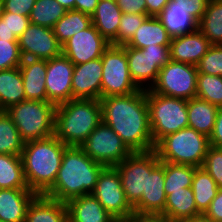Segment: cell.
Instances as JSON below:
<instances>
[{
    "instance_id": "obj_1",
    "label": "cell",
    "mask_w": 222,
    "mask_h": 222,
    "mask_svg": "<svg viewBox=\"0 0 222 222\" xmlns=\"http://www.w3.org/2000/svg\"><path fill=\"white\" fill-rule=\"evenodd\" d=\"M100 104L102 122L114 130L132 152H148L155 149L146 90L100 98Z\"/></svg>"
},
{
    "instance_id": "obj_2",
    "label": "cell",
    "mask_w": 222,
    "mask_h": 222,
    "mask_svg": "<svg viewBox=\"0 0 222 222\" xmlns=\"http://www.w3.org/2000/svg\"><path fill=\"white\" fill-rule=\"evenodd\" d=\"M104 165L92 160L81 147L67 146L54 185L44 194L67 203L82 195L91 194Z\"/></svg>"
},
{
    "instance_id": "obj_3",
    "label": "cell",
    "mask_w": 222,
    "mask_h": 222,
    "mask_svg": "<svg viewBox=\"0 0 222 222\" xmlns=\"http://www.w3.org/2000/svg\"><path fill=\"white\" fill-rule=\"evenodd\" d=\"M66 147L54 135L25 142L21 159L30 190L45 194L54 185Z\"/></svg>"
},
{
    "instance_id": "obj_4",
    "label": "cell",
    "mask_w": 222,
    "mask_h": 222,
    "mask_svg": "<svg viewBox=\"0 0 222 222\" xmlns=\"http://www.w3.org/2000/svg\"><path fill=\"white\" fill-rule=\"evenodd\" d=\"M101 122L100 100L71 99L56 106L54 136L66 146L80 147Z\"/></svg>"
},
{
    "instance_id": "obj_5",
    "label": "cell",
    "mask_w": 222,
    "mask_h": 222,
    "mask_svg": "<svg viewBox=\"0 0 222 222\" xmlns=\"http://www.w3.org/2000/svg\"><path fill=\"white\" fill-rule=\"evenodd\" d=\"M209 147L208 136L186 127L166 135L154 150L160 161L202 167Z\"/></svg>"
},
{
    "instance_id": "obj_6",
    "label": "cell",
    "mask_w": 222,
    "mask_h": 222,
    "mask_svg": "<svg viewBox=\"0 0 222 222\" xmlns=\"http://www.w3.org/2000/svg\"><path fill=\"white\" fill-rule=\"evenodd\" d=\"M5 111L25 142L54 135L56 105L49 101L24 100Z\"/></svg>"
},
{
    "instance_id": "obj_7",
    "label": "cell",
    "mask_w": 222,
    "mask_h": 222,
    "mask_svg": "<svg viewBox=\"0 0 222 222\" xmlns=\"http://www.w3.org/2000/svg\"><path fill=\"white\" fill-rule=\"evenodd\" d=\"M146 100L154 146L166 135L188 127V100L163 96L150 89L146 90Z\"/></svg>"
},
{
    "instance_id": "obj_8",
    "label": "cell",
    "mask_w": 222,
    "mask_h": 222,
    "mask_svg": "<svg viewBox=\"0 0 222 222\" xmlns=\"http://www.w3.org/2000/svg\"><path fill=\"white\" fill-rule=\"evenodd\" d=\"M160 164L155 150L132 152L115 166L119 172L126 200L133 207L147 192L148 176Z\"/></svg>"
},
{
    "instance_id": "obj_9",
    "label": "cell",
    "mask_w": 222,
    "mask_h": 222,
    "mask_svg": "<svg viewBox=\"0 0 222 222\" xmlns=\"http://www.w3.org/2000/svg\"><path fill=\"white\" fill-rule=\"evenodd\" d=\"M101 61V98L129 95L140 90L131 79L126 50L122 45L111 44L103 52Z\"/></svg>"
},
{
    "instance_id": "obj_10",
    "label": "cell",
    "mask_w": 222,
    "mask_h": 222,
    "mask_svg": "<svg viewBox=\"0 0 222 222\" xmlns=\"http://www.w3.org/2000/svg\"><path fill=\"white\" fill-rule=\"evenodd\" d=\"M197 75L196 66L170 60L160 69L150 90L163 96L190 100L196 97Z\"/></svg>"
},
{
    "instance_id": "obj_11",
    "label": "cell",
    "mask_w": 222,
    "mask_h": 222,
    "mask_svg": "<svg viewBox=\"0 0 222 222\" xmlns=\"http://www.w3.org/2000/svg\"><path fill=\"white\" fill-rule=\"evenodd\" d=\"M80 147L92 160L105 167H115L132 153L120 136L104 122Z\"/></svg>"
},
{
    "instance_id": "obj_12",
    "label": "cell",
    "mask_w": 222,
    "mask_h": 222,
    "mask_svg": "<svg viewBox=\"0 0 222 222\" xmlns=\"http://www.w3.org/2000/svg\"><path fill=\"white\" fill-rule=\"evenodd\" d=\"M117 222H125L134 215L126 200L119 172L115 167H105L91 193Z\"/></svg>"
},
{
    "instance_id": "obj_13",
    "label": "cell",
    "mask_w": 222,
    "mask_h": 222,
    "mask_svg": "<svg viewBox=\"0 0 222 222\" xmlns=\"http://www.w3.org/2000/svg\"><path fill=\"white\" fill-rule=\"evenodd\" d=\"M18 45L23 59L50 60L62 54L53 29L33 23L18 37Z\"/></svg>"
},
{
    "instance_id": "obj_14",
    "label": "cell",
    "mask_w": 222,
    "mask_h": 222,
    "mask_svg": "<svg viewBox=\"0 0 222 222\" xmlns=\"http://www.w3.org/2000/svg\"><path fill=\"white\" fill-rule=\"evenodd\" d=\"M111 44L91 24L62 45V54L74 65L101 58Z\"/></svg>"
},
{
    "instance_id": "obj_15",
    "label": "cell",
    "mask_w": 222,
    "mask_h": 222,
    "mask_svg": "<svg viewBox=\"0 0 222 222\" xmlns=\"http://www.w3.org/2000/svg\"><path fill=\"white\" fill-rule=\"evenodd\" d=\"M74 64L63 54L47 60L46 101L56 106L72 99Z\"/></svg>"
},
{
    "instance_id": "obj_16",
    "label": "cell",
    "mask_w": 222,
    "mask_h": 222,
    "mask_svg": "<svg viewBox=\"0 0 222 222\" xmlns=\"http://www.w3.org/2000/svg\"><path fill=\"white\" fill-rule=\"evenodd\" d=\"M102 74L101 58L75 65L72 75V99L100 100Z\"/></svg>"
},
{
    "instance_id": "obj_17",
    "label": "cell",
    "mask_w": 222,
    "mask_h": 222,
    "mask_svg": "<svg viewBox=\"0 0 222 222\" xmlns=\"http://www.w3.org/2000/svg\"><path fill=\"white\" fill-rule=\"evenodd\" d=\"M165 161L148 176L147 192H143L141 199L133 206L134 214L164 216L166 195L164 191Z\"/></svg>"
},
{
    "instance_id": "obj_18",
    "label": "cell",
    "mask_w": 222,
    "mask_h": 222,
    "mask_svg": "<svg viewBox=\"0 0 222 222\" xmlns=\"http://www.w3.org/2000/svg\"><path fill=\"white\" fill-rule=\"evenodd\" d=\"M210 46L209 40L197 28L191 33L171 38L170 60L196 66Z\"/></svg>"
},
{
    "instance_id": "obj_19",
    "label": "cell",
    "mask_w": 222,
    "mask_h": 222,
    "mask_svg": "<svg viewBox=\"0 0 222 222\" xmlns=\"http://www.w3.org/2000/svg\"><path fill=\"white\" fill-rule=\"evenodd\" d=\"M126 50L131 79L139 89L148 90L155 84L160 71L159 59H151L140 49L122 45ZM146 86V87H145Z\"/></svg>"
},
{
    "instance_id": "obj_20",
    "label": "cell",
    "mask_w": 222,
    "mask_h": 222,
    "mask_svg": "<svg viewBox=\"0 0 222 222\" xmlns=\"http://www.w3.org/2000/svg\"><path fill=\"white\" fill-rule=\"evenodd\" d=\"M19 68L22 74L25 100L46 101L47 60L23 59Z\"/></svg>"
},
{
    "instance_id": "obj_21",
    "label": "cell",
    "mask_w": 222,
    "mask_h": 222,
    "mask_svg": "<svg viewBox=\"0 0 222 222\" xmlns=\"http://www.w3.org/2000/svg\"><path fill=\"white\" fill-rule=\"evenodd\" d=\"M36 195L30 189H0V221L25 222L28 205Z\"/></svg>"
},
{
    "instance_id": "obj_22",
    "label": "cell",
    "mask_w": 222,
    "mask_h": 222,
    "mask_svg": "<svg viewBox=\"0 0 222 222\" xmlns=\"http://www.w3.org/2000/svg\"><path fill=\"white\" fill-rule=\"evenodd\" d=\"M69 222H117L92 195H82L66 203Z\"/></svg>"
},
{
    "instance_id": "obj_23",
    "label": "cell",
    "mask_w": 222,
    "mask_h": 222,
    "mask_svg": "<svg viewBox=\"0 0 222 222\" xmlns=\"http://www.w3.org/2000/svg\"><path fill=\"white\" fill-rule=\"evenodd\" d=\"M25 222H69L66 203L37 194L28 205Z\"/></svg>"
},
{
    "instance_id": "obj_24",
    "label": "cell",
    "mask_w": 222,
    "mask_h": 222,
    "mask_svg": "<svg viewBox=\"0 0 222 222\" xmlns=\"http://www.w3.org/2000/svg\"><path fill=\"white\" fill-rule=\"evenodd\" d=\"M122 11L116 0H100L92 14V24L112 45H117V34Z\"/></svg>"
},
{
    "instance_id": "obj_25",
    "label": "cell",
    "mask_w": 222,
    "mask_h": 222,
    "mask_svg": "<svg viewBox=\"0 0 222 222\" xmlns=\"http://www.w3.org/2000/svg\"><path fill=\"white\" fill-rule=\"evenodd\" d=\"M200 214L196 207L192 187L172 191L166 196L164 217L169 222L186 221Z\"/></svg>"
},
{
    "instance_id": "obj_26",
    "label": "cell",
    "mask_w": 222,
    "mask_h": 222,
    "mask_svg": "<svg viewBox=\"0 0 222 222\" xmlns=\"http://www.w3.org/2000/svg\"><path fill=\"white\" fill-rule=\"evenodd\" d=\"M170 41L171 37L161 21L157 17L148 16L125 45L143 49L155 45L170 46Z\"/></svg>"
},
{
    "instance_id": "obj_27",
    "label": "cell",
    "mask_w": 222,
    "mask_h": 222,
    "mask_svg": "<svg viewBox=\"0 0 222 222\" xmlns=\"http://www.w3.org/2000/svg\"><path fill=\"white\" fill-rule=\"evenodd\" d=\"M188 127L210 137L216 122L218 107L194 97L188 100Z\"/></svg>"
},
{
    "instance_id": "obj_28",
    "label": "cell",
    "mask_w": 222,
    "mask_h": 222,
    "mask_svg": "<svg viewBox=\"0 0 222 222\" xmlns=\"http://www.w3.org/2000/svg\"><path fill=\"white\" fill-rule=\"evenodd\" d=\"M25 100V90L20 68L0 71V111Z\"/></svg>"
},
{
    "instance_id": "obj_29",
    "label": "cell",
    "mask_w": 222,
    "mask_h": 222,
    "mask_svg": "<svg viewBox=\"0 0 222 222\" xmlns=\"http://www.w3.org/2000/svg\"><path fill=\"white\" fill-rule=\"evenodd\" d=\"M171 38L191 33L198 28V22L181 8L165 7L157 16Z\"/></svg>"
},
{
    "instance_id": "obj_30",
    "label": "cell",
    "mask_w": 222,
    "mask_h": 222,
    "mask_svg": "<svg viewBox=\"0 0 222 222\" xmlns=\"http://www.w3.org/2000/svg\"><path fill=\"white\" fill-rule=\"evenodd\" d=\"M29 189L21 156L0 154V189Z\"/></svg>"
},
{
    "instance_id": "obj_31",
    "label": "cell",
    "mask_w": 222,
    "mask_h": 222,
    "mask_svg": "<svg viewBox=\"0 0 222 222\" xmlns=\"http://www.w3.org/2000/svg\"><path fill=\"white\" fill-rule=\"evenodd\" d=\"M218 186L215 180L203 167H196L193 179L192 190L197 210L204 214L209 208L211 201L216 197Z\"/></svg>"
},
{
    "instance_id": "obj_32",
    "label": "cell",
    "mask_w": 222,
    "mask_h": 222,
    "mask_svg": "<svg viewBox=\"0 0 222 222\" xmlns=\"http://www.w3.org/2000/svg\"><path fill=\"white\" fill-rule=\"evenodd\" d=\"M198 29L211 45H222V0H209Z\"/></svg>"
},
{
    "instance_id": "obj_33",
    "label": "cell",
    "mask_w": 222,
    "mask_h": 222,
    "mask_svg": "<svg viewBox=\"0 0 222 222\" xmlns=\"http://www.w3.org/2000/svg\"><path fill=\"white\" fill-rule=\"evenodd\" d=\"M91 24L90 15L77 10H67L52 29L58 42L63 45L72 36L81 30L87 29Z\"/></svg>"
},
{
    "instance_id": "obj_34",
    "label": "cell",
    "mask_w": 222,
    "mask_h": 222,
    "mask_svg": "<svg viewBox=\"0 0 222 222\" xmlns=\"http://www.w3.org/2000/svg\"><path fill=\"white\" fill-rule=\"evenodd\" d=\"M25 141L6 111H0V154L21 156Z\"/></svg>"
},
{
    "instance_id": "obj_35",
    "label": "cell",
    "mask_w": 222,
    "mask_h": 222,
    "mask_svg": "<svg viewBox=\"0 0 222 222\" xmlns=\"http://www.w3.org/2000/svg\"><path fill=\"white\" fill-rule=\"evenodd\" d=\"M66 12L57 0H36L29 19L30 23L53 28Z\"/></svg>"
},
{
    "instance_id": "obj_36",
    "label": "cell",
    "mask_w": 222,
    "mask_h": 222,
    "mask_svg": "<svg viewBox=\"0 0 222 222\" xmlns=\"http://www.w3.org/2000/svg\"><path fill=\"white\" fill-rule=\"evenodd\" d=\"M196 167L165 162V195L182 188L192 187V179Z\"/></svg>"
},
{
    "instance_id": "obj_37",
    "label": "cell",
    "mask_w": 222,
    "mask_h": 222,
    "mask_svg": "<svg viewBox=\"0 0 222 222\" xmlns=\"http://www.w3.org/2000/svg\"><path fill=\"white\" fill-rule=\"evenodd\" d=\"M196 97L222 107V76L198 73Z\"/></svg>"
},
{
    "instance_id": "obj_38",
    "label": "cell",
    "mask_w": 222,
    "mask_h": 222,
    "mask_svg": "<svg viewBox=\"0 0 222 222\" xmlns=\"http://www.w3.org/2000/svg\"><path fill=\"white\" fill-rule=\"evenodd\" d=\"M196 68L198 73L222 76V45H211Z\"/></svg>"
},
{
    "instance_id": "obj_39",
    "label": "cell",
    "mask_w": 222,
    "mask_h": 222,
    "mask_svg": "<svg viewBox=\"0 0 222 222\" xmlns=\"http://www.w3.org/2000/svg\"><path fill=\"white\" fill-rule=\"evenodd\" d=\"M147 17V14L122 13L117 34V45H125Z\"/></svg>"
},
{
    "instance_id": "obj_40",
    "label": "cell",
    "mask_w": 222,
    "mask_h": 222,
    "mask_svg": "<svg viewBox=\"0 0 222 222\" xmlns=\"http://www.w3.org/2000/svg\"><path fill=\"white\" fill-rule=\"evenodd\" d=\"M22 60L18 41L0 40V71L19 67Z\"/></svg>"
},
{
    "instance_id": "obj_41",
    "label": "cell",
    "mask_w": 222,
    "mask_h": 222,
    "mask_svg": "<svg viewBox=\"0 0 222 222\" xmlns=\"http://www.w3.org/2000/svg\"><path fill=\"white\" fill-rule=\"evenodd\" d=\"M202 167L215 180L219 189H222V148L210 145Z\"/></svg>"
},
{
    "instance_id": "obj_42",
    "label": "cell",
    "mask_w": 222,
    "mask_h": 222,
    "mask_svg": "<svg viewBox=\"0 0 222 222\" xmlns=\"http://www.w3.org/2000/svg\"><path fill=\"white\" fill-rule=\"evenodd\" d=\"M209 0H170L167 7L186 10L197 22L204 15Z\"/></svg>"
},
{
    "instance_id": "obj_43",
    "label": "cell",
    "mask_w": 222,
    "mask_h": 222,
    "mask_svg": "<svg viewBox=\"0 0 222 222\" xmlns=\"http://www.w3.org/2000/svg\"><path fill=\"white\" fill-rule=\"evenodd\" d=\"M1 18L6 21L8 30L13 32L17 38L30 25V19L28 16H22L16 13L2 12Z\"/></svg>"
},
{
    "instance_id": "obj_44",
    "label": "cell",
    "mask_w": 222,
    "mask_h": 222,
    "mask_svg": "<svg viewBox=\"0 0 222 222\" xmlns=\"http://www.w3.org/2000/svg\"><path fill=\"white\" fill-rule=\"evenodd\" d=\"M36 0H3V12L28 16Z\"/></svg>"
},
{
    "instance_id": "obj_45",
    "label": "cell",
    "mask_w": 222,
    "mask_h": 222,
    "mask_svg": "<svg viewBox=\"0 0 222 222\" xmlns=\"http://www.w3.org/2000/svg\"><path fill=\"white\" fill-rule=\"evenodd\" d=\"M140 50L151 59H159L160 68L170 61V46L155 45Z\"/></svg>"
},
{
    "instance_id": "obj_46",
    "label": "cell",
    "mask_w": 222,
    "mask_h": 222,
    "mask_svg": "<svg viewBox=\"0 0 222 222\" xmlns=\"http://www.w3.org/2000/svg\"><path fill=\"white\" fill-rule=\"evenodd\" d=\"M122 13L147 14L145 0H116Z\"/></svg>"
},
{
    "instance_id": "obj_47",
    "label": "cell",
    "mask_w": 222,
    "mask_h": 222,
    "mask_svg": "<svg viewBox=\"0 0 222 222\" xmlns=\"http://www.w3.org/2000/svg\"><path fill=\"white\" fill-rule=\"evenodd\" d=\"M204 215L214 222H222V189H218L216 197L211 201Z\"/></svg>"
},
{
    "instance_id": "obj_48",
    "label": "cell",
    "mask_w": 222,
    "mask_h": 222,
    "mask_svg": "<svg viewBox=\"0 0 222 222\" xmlns=\"http://www.w3.org/2000/svg\"><path fill=\"white\" fill-rule=\"evenodd\" d=\"M209 141L210 145L222 148V107L218 108L216 122Z\"/></svg>"
},
{
    "instance_id": "obj_49",
    "label": "cell",
    "mask_w": 222,
    "mask_h": 222,
    "mask_svg": "<svg viewBox=\"0 0 222 222\" xmlns=\"http://www.w3.org/2000/svg\"><path fill=\"white\" fill-rule=\"evenodd\" d=\"M170 0H145L147 6V15L157 17L167 6Z\"/></svg>"
},
{
    "instance_id": "obj_50",
    "label": "cell",
    "mask_w": 222,
    "mask_h": 222,
    "mask_svg": "<svg viewBox=\"0 0 222 222\" xmlns=\"http://www.w3.org/2000/svg\"><path fill=\"white\" fill-rule=\"evenodd\" d=\"M99 0H75V10L92 16Z\"/></svg>"
},
{
    "instance_id": "obj_51",
    "label": "cell",
    "mask_w": 222,
    "mask_h": 222,
    "mask_svg": "<svg viewBox=\"0 0 222 222\" xmlns=\"http://www.w3.org/2000/svg\"><path fill=\"white\" fill-rule=\"evenodd\" d=\"M125 222H169L164 216L134 214Z\"/></svg>"
},
{
    "instance_id": "obj_52",
    "label": "cell",
    "mask_w": 222,
    "mask_h": 222,
    "mask_svg": "<svg viewBox=\"0 0 222 222\" xmlns=\"http://www.w3.org/2000/svg\"><path fill=\"white\" fill-rule=\"evenodd\" d=\"M18 41V38L13 32H10L6 26V21L0 18V40Z\"/></svg>"
},
{
    "instance_id": "obj_53",
    "label": "cell",
    "mask_w": 222,
    "mask_h": 222,
    "mask_svg": "<svg viewBox=\"0 0 222 222\" xmlns=\"http://www.w3.org/2000/svg\"><path fill=\"white\" fill-rule=\"evenodd\" d=\"M185 222H214L212 219L206 217L204 214L194 216L191 219L186 220Z\"/></svg>"
},
{
    "instance_id": "obj_54",
    "label": "cell",
    "mask_w": 222,
    "mask_h": 222,
    "mask_svg": "<svg viewBox=\"0 0 222 222\" xmlns=\"http://www.w3.org/2000/svg\"><path fill=\"white\" fill-rule=\"evenodd\" d=\"M67 10H75V0H57Z\"/></svg>"
},
{
    "instance_id": "obj_55",
    "label": "cell",
    "mask_w": 222,
    "mask_h": 222,
    "mask_svg": "<svg viewBox=\"0 0 222 222\" xmlns=\"http://www.w3.org/2000/svg\"><path fill=\"white\" fill-rule=\"evenodd\" d=\"M2 12H3V0H0V18L2 16Z\"/></svg>"
}]
</instances>
